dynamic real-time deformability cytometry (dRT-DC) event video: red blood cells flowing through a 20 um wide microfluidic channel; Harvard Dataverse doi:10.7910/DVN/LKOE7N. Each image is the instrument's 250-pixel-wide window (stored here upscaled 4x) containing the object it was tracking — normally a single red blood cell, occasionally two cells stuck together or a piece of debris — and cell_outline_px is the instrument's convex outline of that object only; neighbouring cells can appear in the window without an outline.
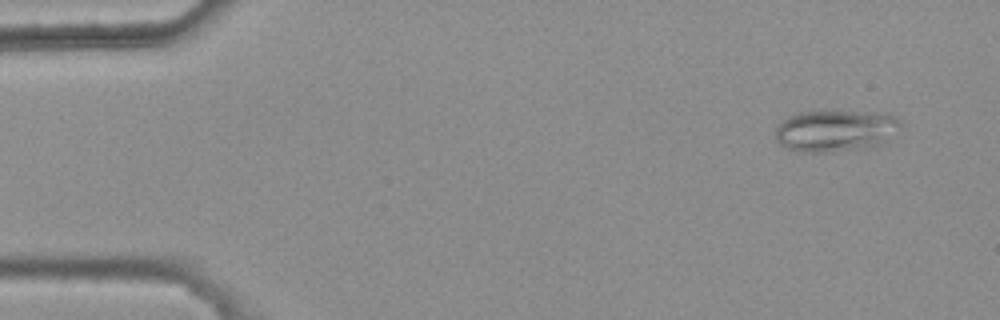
{"species": "common noctule bat (a hibernating species)", "species_latin": "Nyctalus noctula", "temperature_condition": "warm", "stored_images_in_passage": 4, "camera_frame_rate_fps": 3000, "um_per_image_px": 0.085, "animal": {"sex": "female", "body_mass_g": 25.1}, "frame": {"image": 1, "passage_image": 1, "time_ms": 0.0, "image_size_px": [1000, 320], "cell_outline_px": [[904, 124], [876, 144], [868, 148], [832, 152], [800, 152], [788, 148], [780, 144], [776, 140], [776, 124], [788, 116], [800, 112], [888, 112], [896, 116]], "centroid_in_image_um": [70.98, 11.1], "position_along_channel_um": 14.0, "area_um2": 30.23}}